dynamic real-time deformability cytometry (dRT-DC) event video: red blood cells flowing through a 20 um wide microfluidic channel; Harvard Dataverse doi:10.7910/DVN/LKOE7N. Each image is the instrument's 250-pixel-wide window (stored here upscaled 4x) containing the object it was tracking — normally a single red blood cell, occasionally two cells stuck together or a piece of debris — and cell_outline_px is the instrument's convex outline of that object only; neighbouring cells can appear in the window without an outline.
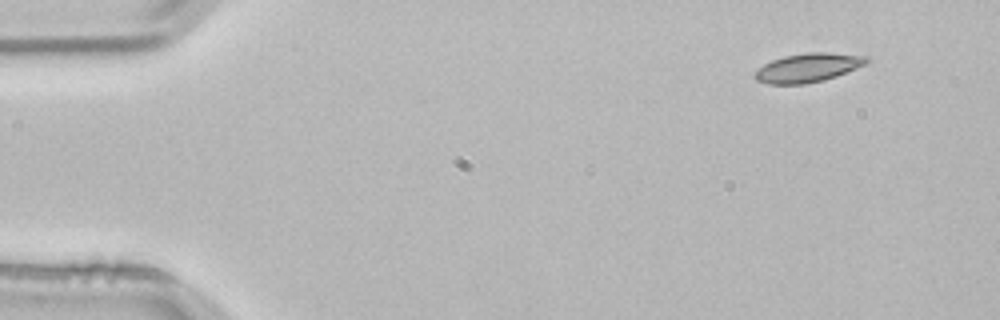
{"species": "common noctule bat (a hibernating species)", "species_latin": "Nyctalus noctula", "temperature_condition": "room temperature", "stored_images_in_passage": 3, "camera_frame_rate_fps": 3000, "um_per_image_px": 0.085, "animal": {"sex": "male", "body_mass_g": 21.5, "forearm_length_mm": 52.0}, "frame": {"image": 1, "passage_image": 1, "time_ms": 0.0, "image_size_px": [1000, 320], "cell_outline_px": [[872, 60], [856, 68], [836, 76], [824, 80], [804, 84], [768, 84], [756, 80], [752, 76], [764, 64], [772, 60], [784, 56], [808, 52], [828, 52], [868, 56]], "centroid_in_image_um": [68.69, 5.75], "position_along_channel_um": 16.3, "area_um2": 18.79}}